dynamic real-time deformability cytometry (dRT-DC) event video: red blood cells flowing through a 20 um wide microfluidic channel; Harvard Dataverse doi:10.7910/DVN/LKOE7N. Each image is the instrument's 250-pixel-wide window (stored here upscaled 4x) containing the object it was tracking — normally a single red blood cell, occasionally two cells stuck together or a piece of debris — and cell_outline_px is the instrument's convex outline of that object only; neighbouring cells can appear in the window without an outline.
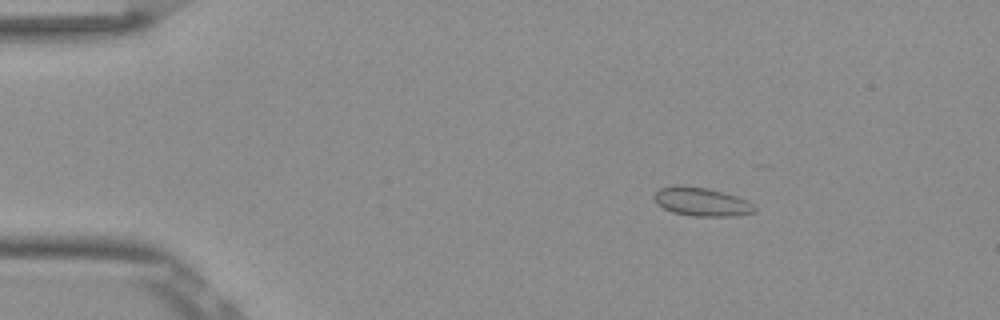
{"species": "Egyptian fruit bat (a non-hibernating species)", "species_latin": "Rousettus aegyptiacus", "temperature_condition": "room temperature", "stored_images_in_passage": 40, "camera_frame_rate_fps": 3000, "um_per_image_px": 0.085, "frame": {"image": 1, "passage_image": 3, "time_ms": 0.667, "image_size_px": [1000, 320], "cell_outline_px": [[756, 212], [736, 216], [692, 216], [672, 212], [656, 204], [652, 196], [660, 188], [676, 184], [684, 184], [708, 188], [724, 192], [748, 200], [756, 204]], "centroid_in_image_um": [59.64, 17.14], "position_along_channel_um": 25.4, "area_um2": 17.22}}
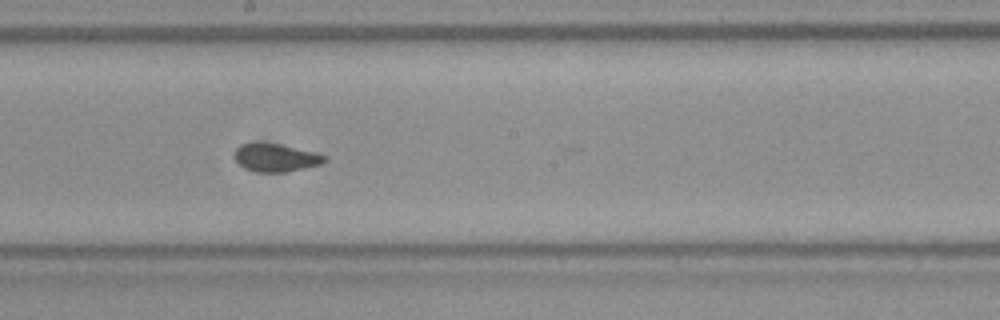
{"frame": {"image": 2, "passage_image": 24, "time_ms": 7.667, "image_size_px": [1000, 320], "cell_outline_px": [[328, 160], [320, 164], [304, 168], [284, 172], [256, 172], [244, 168], [232, 156], [232, 152], [240, 144], [280, 144], [316, 152], [328, 156]], "centroid_in_image_um": [23.44, 13.41], "position_along_channel_um": 224.8, "area_um2": 14.68}}
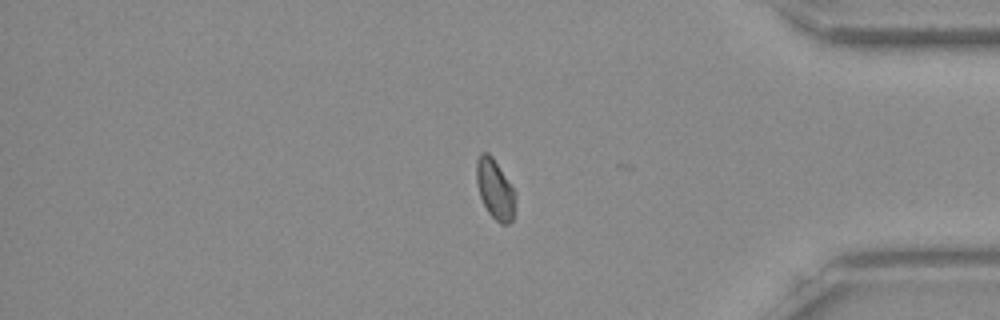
{"frame": {"image": 3, "passage_image": 39, "time_ms": 12.667, "image_size_px": [1000, 320], "cell_outline_px": [[516, 200], [512, 220], [508, 224], [500, 224], [488, 212], [480, 196], [476, 180], [476, 160], [480, 152], [488, 152], [492, 156], [516, 192]], "centroid_in_image_um": [42.08, 16.07], "position_along_channel_um": 393.1, "area_um2": 13.64}}